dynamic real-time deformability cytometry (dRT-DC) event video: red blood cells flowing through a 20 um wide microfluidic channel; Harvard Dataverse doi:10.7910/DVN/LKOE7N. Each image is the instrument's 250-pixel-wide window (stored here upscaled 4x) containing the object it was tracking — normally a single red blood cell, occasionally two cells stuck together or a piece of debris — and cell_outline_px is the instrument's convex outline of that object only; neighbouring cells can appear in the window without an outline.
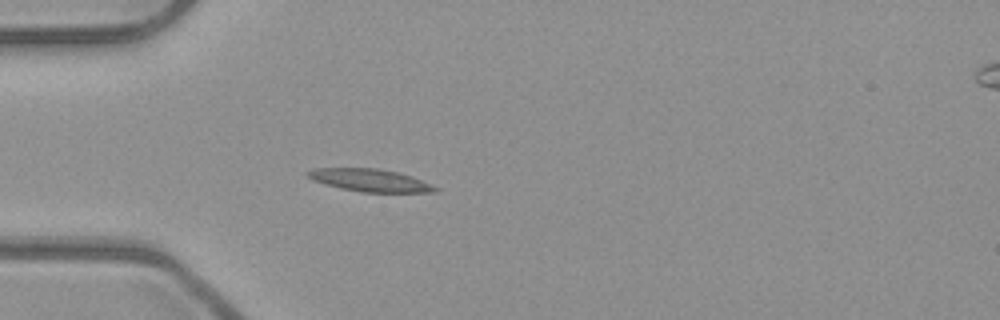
{"species": "common noctule bat (a hibernating species)", "species_latin": "Nyctalus noctula", "temperature_condition": "room temperature", "stored_images_in_passage": 4, "camera_frame_rate_fps": 3000, "um_per_image_px": 0.085, "animal": {"sex": "male", "body_mass_g": 23.1, "forearm_length_mm": 52.7}, "frame": {"image": 1, "passage_image": 4, "time_ms": 1.0, "image_size_px": [1000, 320], "cell_outline_px": [[440, 188], [436, 192], [360, 192], [340, 188], [312, 180], [304, 172], [312, 168], [376, 168], [396, 172], [412, 176]], "centroid_in_image_um": [31.43, 15.32], "position_along_channel_um": 53.6, "area_um2": 16.76}}